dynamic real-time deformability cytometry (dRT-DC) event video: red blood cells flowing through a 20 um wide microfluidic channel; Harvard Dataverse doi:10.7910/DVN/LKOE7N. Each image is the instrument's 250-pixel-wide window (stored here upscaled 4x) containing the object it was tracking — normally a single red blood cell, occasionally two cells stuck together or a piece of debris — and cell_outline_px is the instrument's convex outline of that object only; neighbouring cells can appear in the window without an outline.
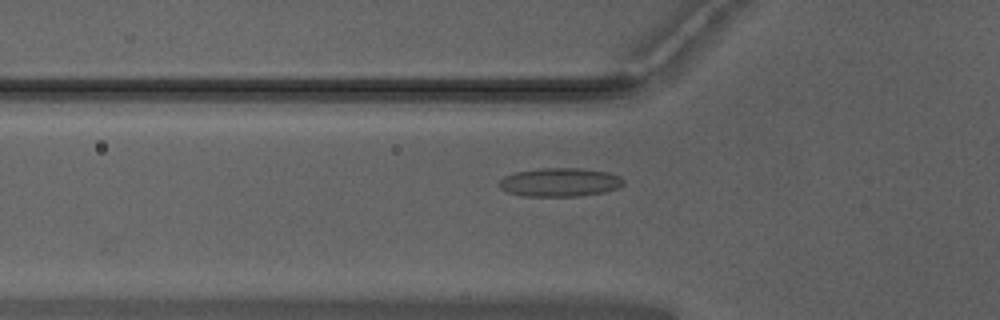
{"species": "Egyptian fruit bat (a non-hibernating species)", "species_latin": "Rousettus aegyptiacus", "temperature_condition": "warm", "stored_images_in_passage": 36, "camera_frame_rate_fps": 3000, "um_per_image_px": 0.085, "animal": {"sex": "male"}, "frame": {"image": 1, "passage_image": 13, "time_ms": 4.0, "image_size_px": [1000, 320], "cell_outline_px": [[624, 184], [620, 188], [604, 192], [580, 196], [524, 196], [508, 192], [500, 188], [496, 184], [504, 176], [516, 172], [540, 168], [580, 168], [608, 172], [620, 176], [624, 180]], "centroid_in_image_um": [47.6, 15.49], "position_along_channel_um": 78.2, "area_um2": 20.92}}
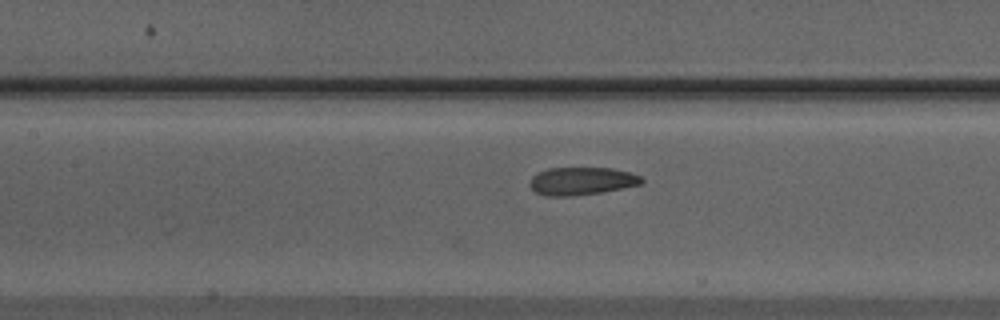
{"frame": {"image": 2, "passage_image": 19, "time_ms": 6.0, "image_size_px": [1000, 320], "cell_outline_px": [[644, 180], [640, 184], [600, 192], [572, 196], [544, 196], [536, 192], [528, 184], [532, 176], [548, 168], [612, 168], [628, 172], [640, 176]], "centroid_in_image_um": [49.39, 15.39], "position_along_channel_um": 158.0, "area_um2": 17.92}}
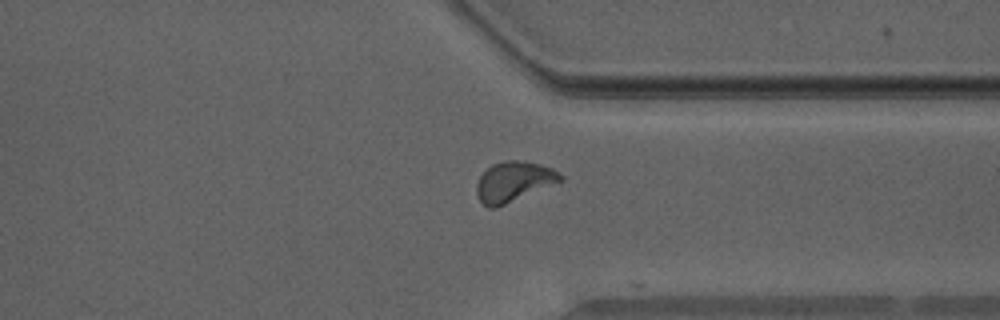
{"frame": {"image": 3, "passage_image": 35, "time_ms": 11.333, "image_size_px": [1000, 320], "cell_outline_px": [[564, 180], [496, 208], [488, 208], [480, 200], [476, 192], [476, 184], [480, 176], [492, 164], [504, 160], [524, 160], [540, 164], [552, 168], [560, 172], [564, 176]], "centroid_in_image_um": [43.68, 15.42], "position_along_channel_um": 367.7, "area_um2": 19.71}, "authors_computed_cell_mechanics": {"area_um2": 19.2185, "velocity_mm_per_s": 3.9429, "shape_relaxation_time_tau1_ms": null, "shape_relaxation_time_tau2_ms": 1.0662, "deformation_change_tau1": null, "deformation_change_tau2": 0.0689}}